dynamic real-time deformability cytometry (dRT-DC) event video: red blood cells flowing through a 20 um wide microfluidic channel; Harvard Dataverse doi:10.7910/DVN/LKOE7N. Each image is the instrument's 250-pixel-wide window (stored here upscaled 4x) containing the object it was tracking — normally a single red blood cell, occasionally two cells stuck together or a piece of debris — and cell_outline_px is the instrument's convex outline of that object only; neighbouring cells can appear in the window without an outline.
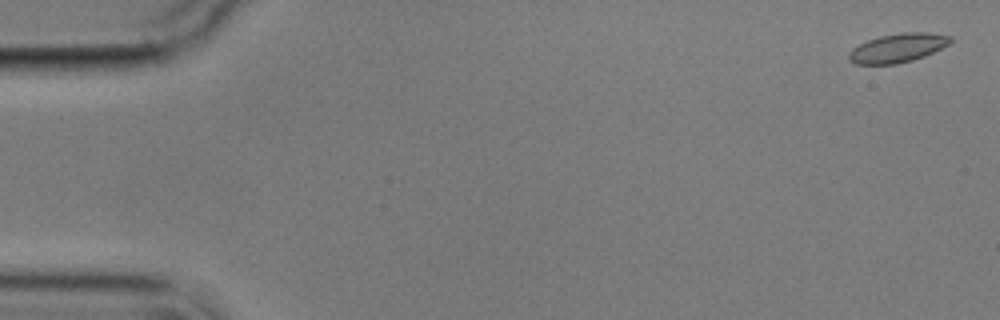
{"species": "common noctule bat (a hibernating species)", "species_latin": "Nyctalus noctula", "temperature_condition": "cold", "stored_images_in_passage": 5, "camera_frame_rate_fps": 3000, "um_per_image_px": 0.085, "animal": {"sex": "male", "body_mass_g": 17.9}, "frame": {"image": 1, "passage_image": 1, "time_ms": 0.0, "image_size_px": [1000, 320], "cell_outline_px": [[952, 40], [948, 44], [924, 56], [912, 60], [896, 64], [856, 64], [848, 60], [848, 52], [852, 48], [868, 40], [880, 36], [900, 32], [928, 32], [952, 36]], "centroid_in_image_um": [76.28, 4.07], "position_along_channel_um": 8.7, "area_um2": 17.05}}
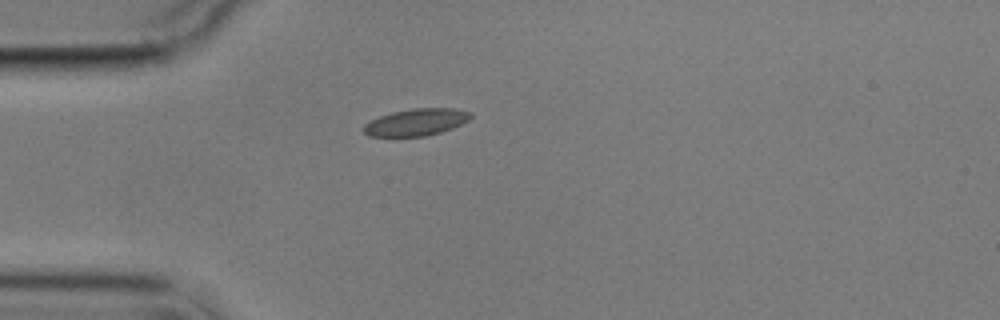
{"frame": {"image": 2, "passage_image": 5, "time_ms": 4.667, "image_size_px": [1000, 320], "cell_outline_px": [[472, 116], [468, 120], [452, 128], [440, 132], [424, 136], [368, 136], [360, 128], [364, 124], [380, 116], [392, 112], [412, 108], [456, 108], [472, 112]], "centroid_in_image_um": [35.37, 10.38], "position_along_channel_um": 49.6, "area_um2": 16.82}}